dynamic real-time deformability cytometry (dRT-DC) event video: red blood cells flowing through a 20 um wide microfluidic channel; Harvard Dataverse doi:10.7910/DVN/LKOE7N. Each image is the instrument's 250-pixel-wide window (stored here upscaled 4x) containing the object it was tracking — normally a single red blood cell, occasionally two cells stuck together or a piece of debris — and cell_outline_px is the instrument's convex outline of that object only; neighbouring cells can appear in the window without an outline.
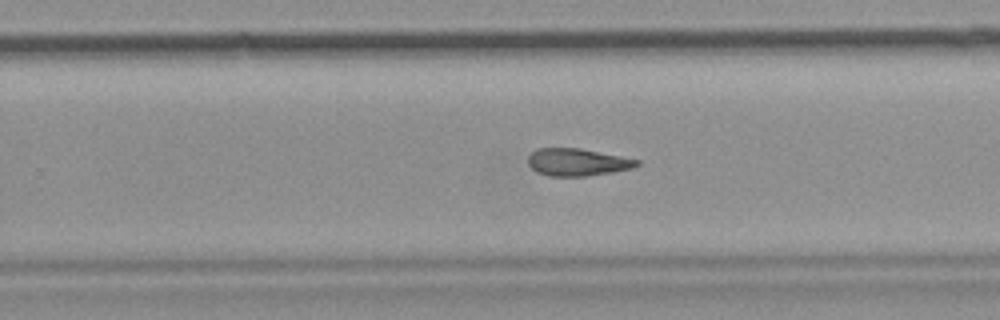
{"species": "common noctule bat (a hibernating species)", "species_latin": "Nyctalus noctula", "temperature_condition": "room temperature", "stored_images_in_passage": 28, "camera_frame_rate_fps": 3000, "um_per_image_px": 0.085, "animal": {"sex": "female", "body_mass_g": 19.9}, "frame": {"image": 1, "passage_image": 20, "time_ms": 6.333, "image_size_px": [1000, 320], "cell_outline_px": [[640, 164], [632, 168], [612, 172], [584, 176], [548, 176], [536, 172], [528, 164], [528, 156], [536, 148], [580, 148], [640, 160]], "centroid_in_image_um": [49.05, 13.78], "position_along_channel_um": 280.8, "area_um2": 17.34}}